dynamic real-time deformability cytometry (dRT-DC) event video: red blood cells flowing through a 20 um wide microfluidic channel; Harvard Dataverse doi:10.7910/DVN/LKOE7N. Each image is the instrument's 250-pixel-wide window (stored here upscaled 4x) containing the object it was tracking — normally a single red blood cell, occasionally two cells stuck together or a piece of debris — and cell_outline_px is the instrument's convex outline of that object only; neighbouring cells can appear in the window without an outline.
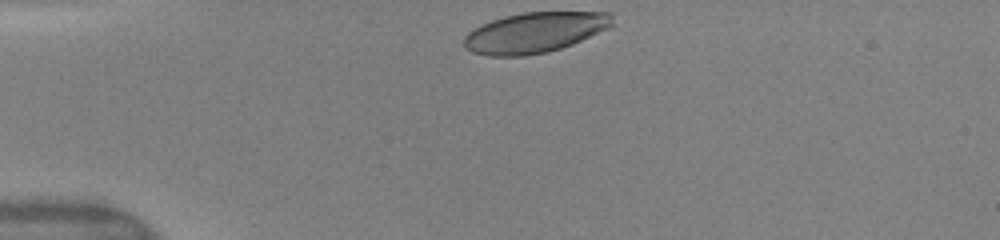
{"species": "human", "species_latin": "Homo sapiens", "temperature_condition": "warm", "stored_images_in_passage": 13, "camera_frame_rate_fps": 3000, "um_per_image_px": 0.085, "donor": {"sex": "female"}, "frame": {"image": 1, "passage_image": 1, "time_ms": 0.0, "image_size_px": [1000, 240], "cell_outline_px": [[612, 24], [608, 28], [572, 44], [548, 52], [524, 56], [488, 56], [472, 52], [464, 48], [464, 36], [472, 28], [480, 24], [504, 16], [524, 12], [612, 12]], "centroid_in_image_um": [45.4, 2.76], "position_along_channel_um": 39.6, "area_um2": 35.03}}
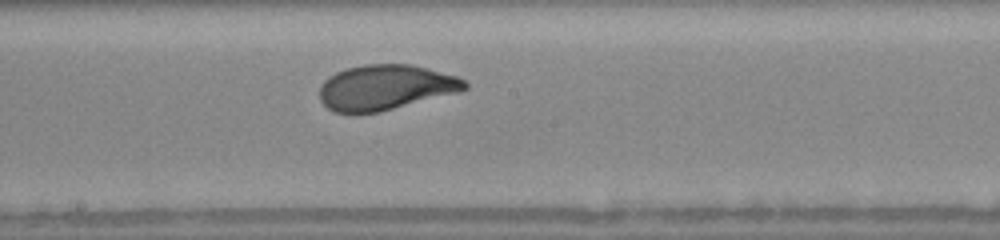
{"frame": {"image": 2, "passage_image": 11, "time_ms": 5.333, "image_size_px": [1000, 240], "cell_outline_px": [[468, 88], [456, 92], [380, 112], [352, 116], [332, 112], [320, 100], [320, 88], [324, 80], [328, 76], [336, 72], [348, 68], [364, 64], [412, 64], [456, 76], [464, 80], [468, 84]], "centroid_in_image_um": [32.69, 7.46], "position_along_channel_um": 215.5, "area_um2": 38.55}}